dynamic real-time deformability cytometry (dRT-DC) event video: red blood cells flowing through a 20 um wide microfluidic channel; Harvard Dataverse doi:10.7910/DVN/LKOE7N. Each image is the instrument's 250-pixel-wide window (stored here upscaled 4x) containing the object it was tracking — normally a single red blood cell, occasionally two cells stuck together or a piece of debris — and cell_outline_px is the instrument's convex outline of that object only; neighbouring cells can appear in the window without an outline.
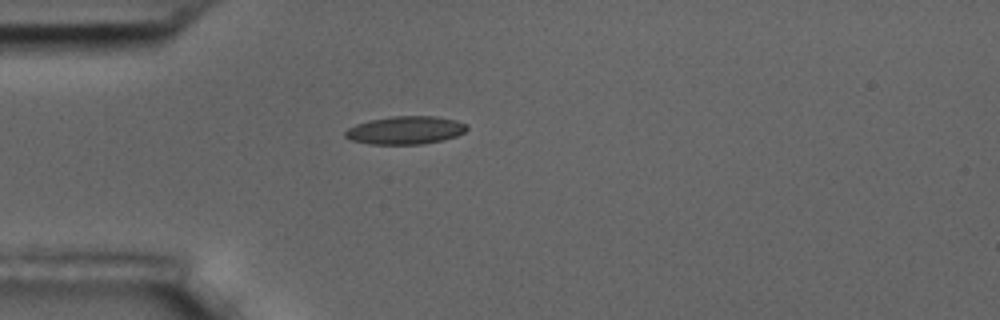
{"species": "common noctule bat (a hibernating species)", "species_latin": "Nyctalus noctula", "temperature_condition": "room temperature", "stored_images_in_passage": 4, "camera_frame_rate_fps": 3000, "um_per_image_px": 0.085, "animal": {"sex": "male", "body_mass_g": 17.5, "forearm_length_mm": 52.3}, "frame": {"image": 1, "passage_image": 1, "time_ms": 0.0, "image_size_px": [1000, 320], "cell_outline_px": [[468, 128], [464, 132], [456, 136], [424, 144], [368, 144], [352, 140], [344, 136], [344, 132], [348, 128], [356, 124], [368, 120], [392, 116], [436, 116], [456, 120], [468, 124]], "centroid_in_image_um": [34.45, 11.06], "position_along_channel_um": 50.5, "area_um2": 19.94}}